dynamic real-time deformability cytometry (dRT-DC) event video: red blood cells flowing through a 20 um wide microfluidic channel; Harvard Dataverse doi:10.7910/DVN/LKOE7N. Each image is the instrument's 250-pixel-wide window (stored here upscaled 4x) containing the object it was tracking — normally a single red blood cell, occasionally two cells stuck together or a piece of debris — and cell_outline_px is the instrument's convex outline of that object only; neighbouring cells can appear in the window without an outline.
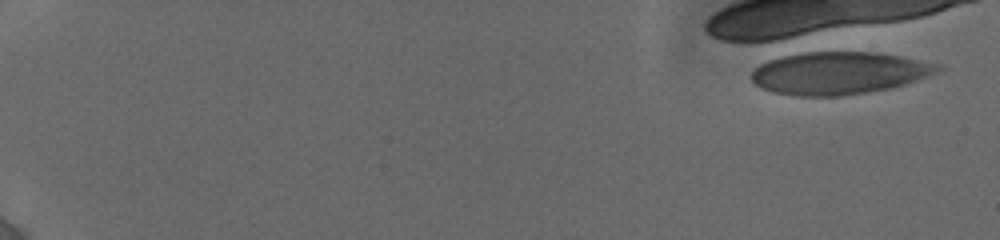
{"species": "human", "species_latin": "Homo sapiens", "temperature_condition": "cold", "stored_images_in_passage": 1, "camera_frame_rate_fps": 3000, "um_per_image_px": 0.085, "donor": {"sex": "female"}, "frame": {"image": 1, "passage_image": 1, "time_ms": 0.0, "image_size_px": [1000, 240], "cell_outline_px": [[944, 68], [936, 72], [904, 84], [892, 88], [840, 96], [792, 96], [772, 92], [760, 88], [752, 80], [752, 72], [760, 64], [776, 56], [792, 52], [876, 52], [900, 56], [944, 64]], "centroid_in_image_um": [71.28, 6.2], "position_along_channel_um": 13.7, "area_um2": 46.53}}